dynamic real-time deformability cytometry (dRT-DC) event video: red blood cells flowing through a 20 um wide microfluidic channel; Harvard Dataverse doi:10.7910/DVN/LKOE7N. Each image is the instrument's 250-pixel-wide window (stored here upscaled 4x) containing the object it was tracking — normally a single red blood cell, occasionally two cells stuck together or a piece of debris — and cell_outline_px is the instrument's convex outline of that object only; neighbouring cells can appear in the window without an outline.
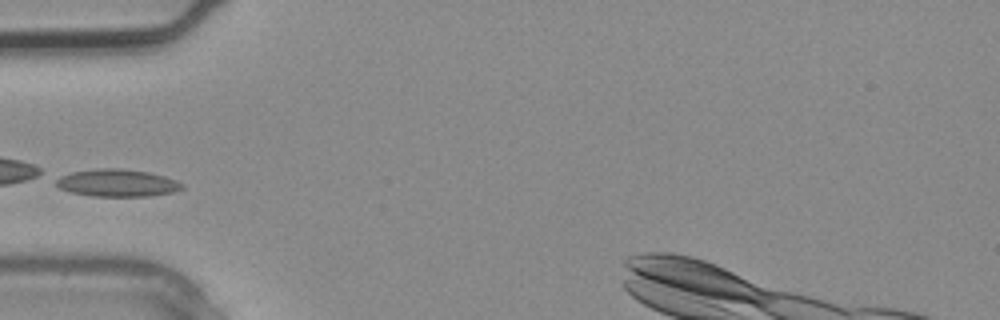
{"species": "common noctule bat (a hibernating species)", "species_latin": "Nyctalus noctula", "temperature_condition": "warm", "stored_images_in_passage": 3, "camera_frame_rate_fps": 3000, "um_per_image_px": 0.085, "animal": {"sex": "male", "body_mass_g": 20.4}, "frame": {"image": 1, "passage_image": 3, "time_ms": 0.667, "image_size_px": [1000, 320], "cell_outline_px": [[184, 188], [172, 192], [148, 196], [92, 196], [72, 192], [60, 188], [56, 184], [56, 180], [60, 176], [72, 172], [96, 168], [120, 168], [148, 172], [164, 176], [176, 180], [184, 184]], "centroid_in_image_um": [9.98, 15.54], "position_along_channel_um": 75.0, "area_um2": 20.0}}